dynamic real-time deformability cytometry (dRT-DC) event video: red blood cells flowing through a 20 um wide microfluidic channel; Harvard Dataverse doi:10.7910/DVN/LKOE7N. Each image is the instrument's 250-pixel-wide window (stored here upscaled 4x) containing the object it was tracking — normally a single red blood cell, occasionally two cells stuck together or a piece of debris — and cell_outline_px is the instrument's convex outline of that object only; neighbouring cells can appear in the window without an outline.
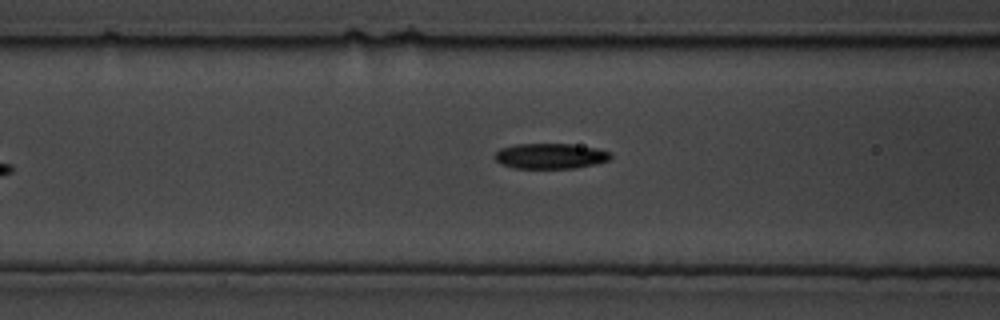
{"species": "common noctule bat (a hibernating species)", "species_latin": "Nyctalus noctula", "temperature_condition": "cold", "stored_images_in_passage": 11, "segment_of_instrument_passage": [2, 2], "camera_frame_rate_fps": 3000, "um_per_image_px": 0.085, "animal": {"sex": "male", "body_mass_g": 19.5, "forearm_length_mm": 54.6}, "frame": {"image": 1, "passage_image": 11, "time_ms": 3.333, "image_size_px": [1000, 320], "cell_outline_px": [[612, 156], [608, 160], [596, 164], [576, 168], [516, 168], [500, 164], [492, 156], [500, 148], [516, 144], [572, 144], [596, 148], [612, 152]], "centroid_in_image_um": [46.78, 13.26], "position_along_channel_um": 119.8, "area_um2": 17.28}}